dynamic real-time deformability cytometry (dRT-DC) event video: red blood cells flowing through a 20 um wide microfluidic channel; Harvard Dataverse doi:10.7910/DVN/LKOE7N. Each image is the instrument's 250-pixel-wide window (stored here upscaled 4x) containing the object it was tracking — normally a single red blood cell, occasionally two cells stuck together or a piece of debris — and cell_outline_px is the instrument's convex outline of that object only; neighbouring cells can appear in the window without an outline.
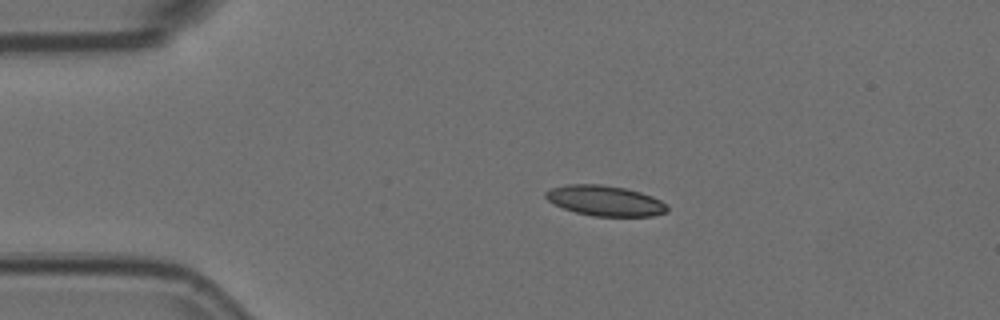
{"species": "Egyptian fruit bat (a non-hibernating species)", "species_latin": "Rousettus aegyptiacus", "temperature_condition": "room temperature", "stored_images_in_passage": 3, "camera_frame_rate_fps": 3000, "um_per_image_px": 0.085, "animal": {"sex": "female"}, "frame": {"image": 1, "passage_image": 2, "time_ms": 0.333, "image_size_px": [1000, 320], "cell_outline_px": [[668, 212], [652, 216], [592, 216], [576, 212], [564, 208], [548, 200], [544, 196], [544, 192], [552, 188], [568, 184], [600, 184], [624, 188], [640, 192], [652, 196], [660, 200], [668, 208]], "centroid_in_image_um": [51.43, 17.06], "position_along_channel_um": 33.6, "area_um2": 21.33}}